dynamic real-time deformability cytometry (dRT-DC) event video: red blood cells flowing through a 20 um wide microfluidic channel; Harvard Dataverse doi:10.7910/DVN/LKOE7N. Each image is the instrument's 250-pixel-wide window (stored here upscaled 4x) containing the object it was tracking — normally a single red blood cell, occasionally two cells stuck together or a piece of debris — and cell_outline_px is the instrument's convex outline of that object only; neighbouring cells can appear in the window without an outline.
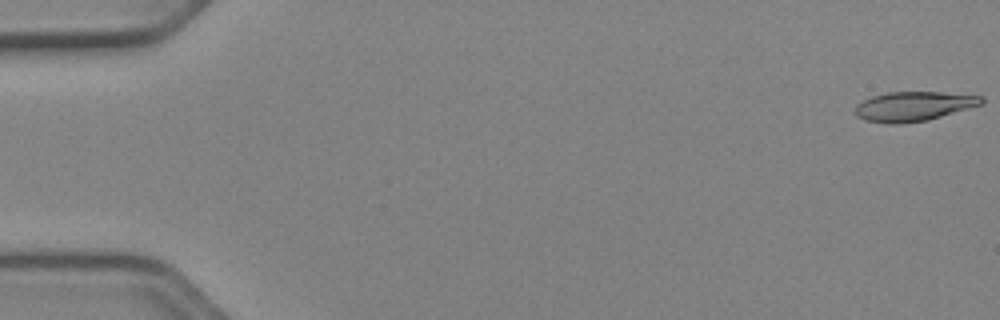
{"species": "Egyptian fruit bat (a non-hibernating species)", "species_latin": "Rousettus aegyptiacus", "temperature_condition": "cold", "stored_images_in_passage": 11, "camera_frame_rate_fps": 3000, "um_per_image_px": 0.085, "animal": {"sex": "female"}, "frame": {"image": 1, "passage_image": 1, "time_ms": 0.0, "image_size_px": [1000, 320], "cell_outline_px": [[984, 104], [928, 120], [864, 120], [856, 116], [856, 104], [872, 96], [888, 92], [940, 92], [984, 96]], "centroid_in_image_um": [77.76, 8.97], "position_along_channel_um": 7.2, "area_um2": 20.75}}